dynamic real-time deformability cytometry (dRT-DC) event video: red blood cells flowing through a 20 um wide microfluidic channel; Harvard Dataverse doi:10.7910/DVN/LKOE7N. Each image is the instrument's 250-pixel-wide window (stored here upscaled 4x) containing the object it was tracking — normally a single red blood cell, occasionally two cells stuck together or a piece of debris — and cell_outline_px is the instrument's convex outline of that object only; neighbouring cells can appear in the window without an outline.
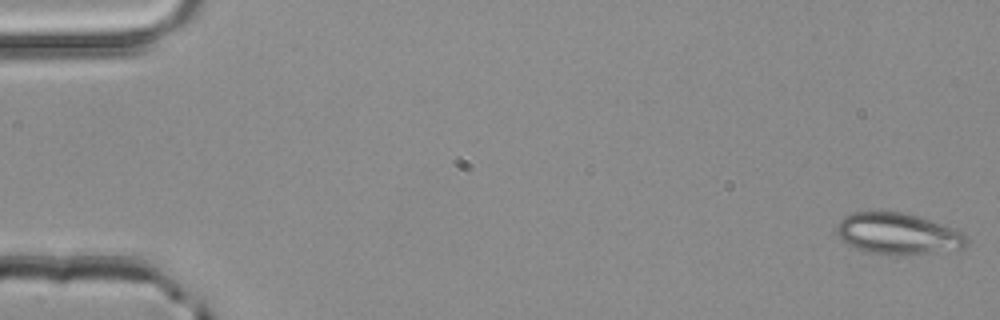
{"species": "common noctule bat (a hibernating species)", "species_latin": "Nyctalus noctula", "temperature_condition": "room temperature", "stored_images_in_passage": 21, "camera_frame_rate_fps": 3000, "um_per_image_px": 0.085, "animal": {"sex": "male", "body_mass_g": 20.4}, "frame": {"image": 1, "passage_image": 1, "time_ms": 0.0, "image_size_px": [1000, 320], "cell_outline_px": [[968, 244], [964, 248], [908, 256], [864, 252], [848, 244], [836, 232], [836, 224], [844, 216], [852, 212], [904, 212], [956, 228], [964, 232], [968, 236]], "centroid_in_image_um": [76.37, 19.88], "position_along_channel_um": 8.6, "area_um2": 31.67}}